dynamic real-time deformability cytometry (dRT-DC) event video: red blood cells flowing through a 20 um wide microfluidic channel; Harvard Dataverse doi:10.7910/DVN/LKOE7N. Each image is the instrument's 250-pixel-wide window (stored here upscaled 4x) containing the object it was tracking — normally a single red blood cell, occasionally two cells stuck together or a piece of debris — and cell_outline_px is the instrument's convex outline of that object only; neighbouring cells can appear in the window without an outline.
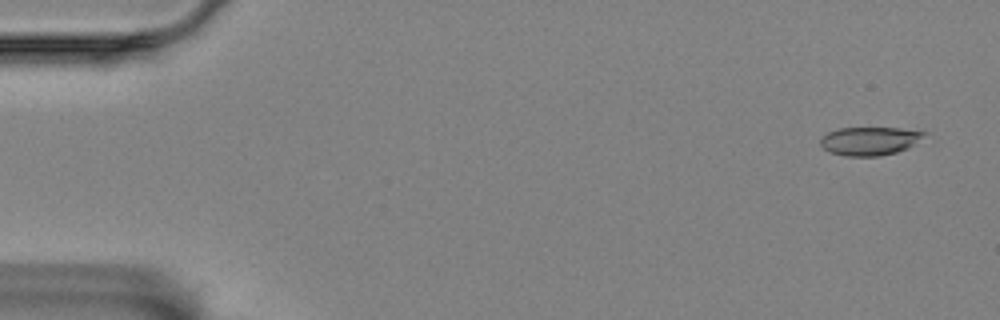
{"species": "Egyptian fruit bat (a non-hibernating species)", "species_latin": "Rousettus aegyptiacus", "temperature_condition": "room temperature", "stored_images_in_passage": 29, "camera_frame_rate_fps": 3000, "um_per_image_px": 0.085, "animal": {"sex": "female"}, "frame": {"image": 1, "passage_image": 2, "time_ms": 0.333, "image_size_px": [1000, 320], "cell_outline_px": [[928, 132], [924, 136], [908, 148], [896, 152], [880, 156], [844, 156], [828, 152], [820, 144], [820, 136], [828, 132], [840, 128], [900, 128]], "centroid_in_image_um": [73.88, 11.98], "position_along_channel_um": 11.1, "area_um2": 17.22}}
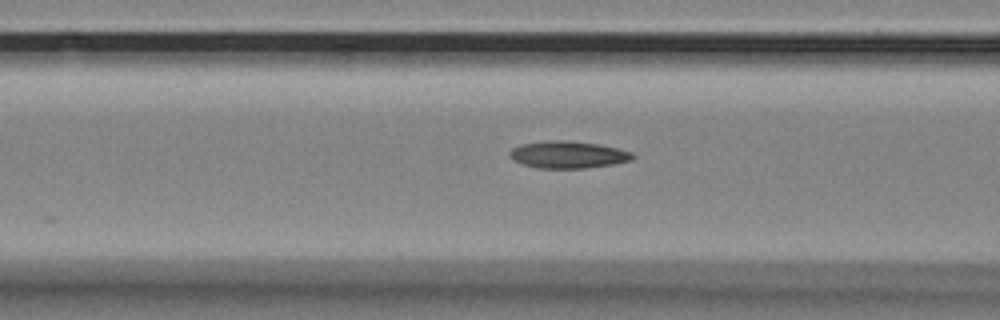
{"frame": {"image": 2, "passage_image": 22, "time_ms": 7.0, "image_size_px": [1000, 320], "cell_outline_px": [[636, 156], [632, 160], [612, 164], [584, 168], [540, 168], [524, 164], [512, 160], [508, 156], [508, 152], [512, 148], [520, 144], [548, 140], [564, 140], [600, 144], [632, 152]], "centroid_in_image_um": [48.26, 13.14], "position_along_channel_um": 118.3, "area_um2": 19.48}}
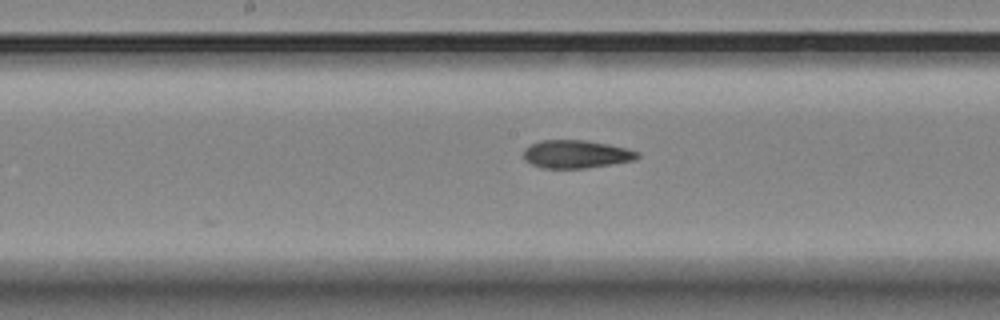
{"frame": {"image": 3, "passage_image": 29, "time_ms": 9.333, "image_size_px": [1000, 320], "cell_outline_px": [[640, 156], [632, 160], [584, 168], [544, 168], [532, 164], [524, 160], [524, 148], [540, 140], [584, 140], [608, 144], [640, 152]], "centroid_in_image_um": [48.93, 13.09], "position_along_channel_um": 199.3, "area_um2": 18.32}}